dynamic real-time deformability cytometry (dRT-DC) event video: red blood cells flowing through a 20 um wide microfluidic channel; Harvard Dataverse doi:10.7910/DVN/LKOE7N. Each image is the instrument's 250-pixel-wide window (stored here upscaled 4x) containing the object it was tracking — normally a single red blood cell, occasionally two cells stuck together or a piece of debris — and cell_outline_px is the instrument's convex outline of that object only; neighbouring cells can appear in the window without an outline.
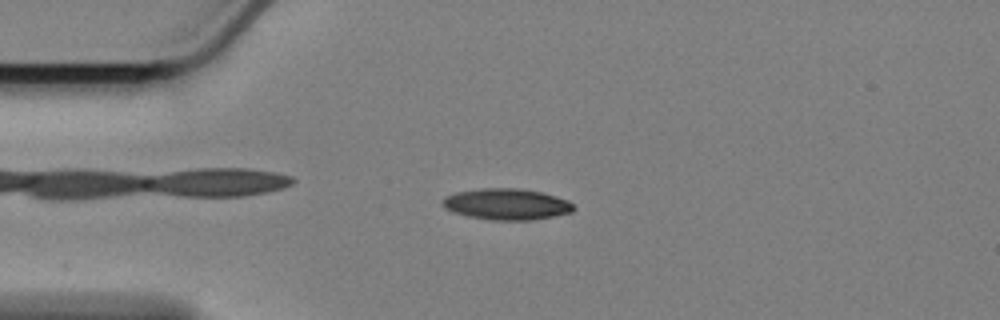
{"species": "Egyptian fruit bat (a non-hibernating species)", "species_latin": "Rousettus aegyptiacus", "temperature_condition": "cold", "stored_images_in_passage": 59, "camera_frame_rate_fps": 3000, "um_per_image_px": 0.085, "animal": {"sex": "female"}, "frame": {"image": 1, "passage_image": 14, "time_ms": 4.333, "image_size_px": [1000, 320], "cell_outline_px": [[576, 208], [572, 212], [552, 216], [528, 220], [492, 220], [468, 216], [452, 212], [444, 208], [444, 196], [456, 192], [480, 188], [520, 188], [544, 192], [568, 200]], "centroid_in_image_um": [43.07, 17.34], "position_along_channel_um": 41.9, "area_um2": 23.87}}
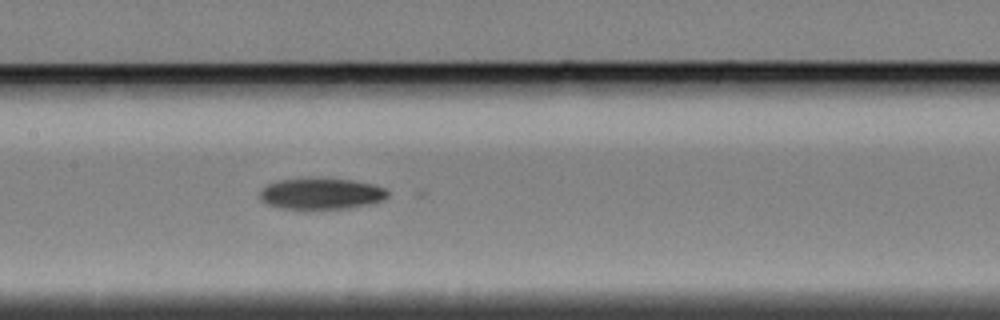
{"frame": {"image": 2, "passage_image": 28, "time_ms": 9.0, "image_size_px": [1000, 320], "cell_outline_px": [[388, 196], [380, 200], [368, 204], [348, 208], [280, 208], [268, 204], [260, 200], [260, 192], [268, 184], [280, 180], [308, 176], [352, 180], [372, 184], [384, 188], [388, 192]], "centroid_in_image_um": [27.27, 16.42], "position_along_channel_um": 180.1, "area_um2": 23.29}}
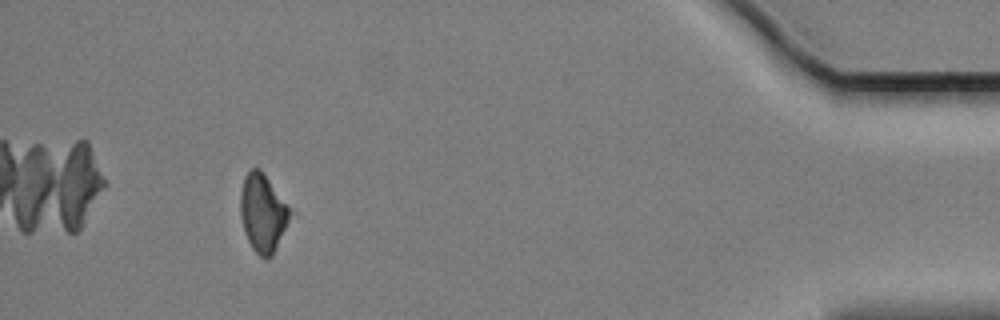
{"frame": {"image": 3, "passage_image": 54, "time_ms": 17.667, "image_size_px": [1000, 320], "cell_outline_px": [[296, 212], [272, 256], [268, 260], [264, 260], [252, 248], [244, 232], [240, 216], [240, 192], [244, 176], [252, 168], [260, 168]], "centroid_in_image_um": [22.4, 18.11], "position_along_channel_um": 412.8, "area_um2": 23.52}}